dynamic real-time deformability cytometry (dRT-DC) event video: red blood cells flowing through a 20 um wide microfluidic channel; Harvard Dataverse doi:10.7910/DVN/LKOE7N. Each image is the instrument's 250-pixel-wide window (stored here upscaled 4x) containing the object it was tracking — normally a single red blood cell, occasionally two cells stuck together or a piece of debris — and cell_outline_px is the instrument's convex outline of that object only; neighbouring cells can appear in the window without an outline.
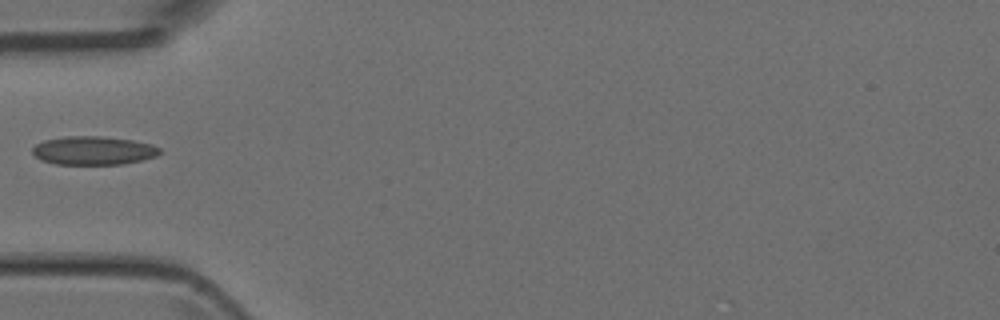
{"species": "Egyptian fruit bat (a non-hibernating species)", "species_latin": "Rousettus aegyptiacus", "temperature_condition": "room temperature", "stored_images_in_passage": 4, "camera_frame_rate_fps": 3000, "um_per_image_px": 0.085, "animal": {"sex": "female"}, "frame": {"image": 1, "passage_image": 3, "time_ms": 2.333, "image_size_px": [1000, 320], "cell_outline_px": [[160, 152], [156, 156], [124, 164], [56, 164], [40, 160], [32, 152], [32, 148], [36, 144], [44, 140], [64, 136], [100, 136], [132, 140], [152, 144], [160, 148]], "centroid_in_image_um": [7.92, 12.79], "position_along_channel_um": 77.1, "area_um2": 21.15}}
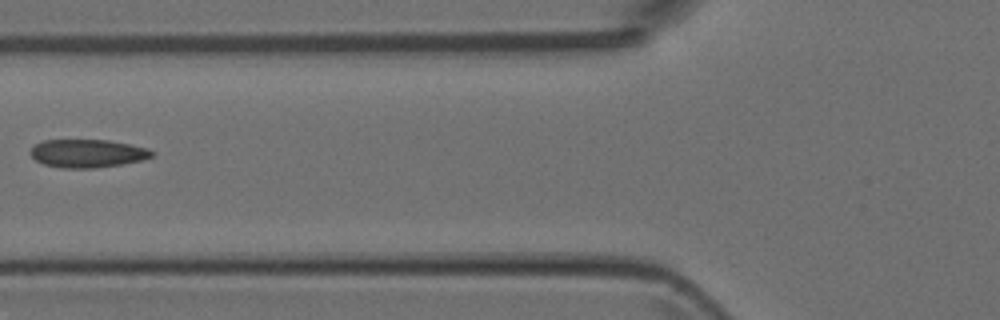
{"frame": {"image": 2, "passage_image": 4, "time_ms": 3.333, "image_size_px": [1000, 320], "cell_outline_px": [[156, 152], [152, 156], [140, 160], [120, 164], [92, 168], [64, 168], [44, 164], [36, 160], [28, 152], [36, 144], [44, 140], [108, 140], [148, 148]], "centroid_in_image_um": [7.42, 13.03], "position_along_channel_um": 118.4, "area_um2": 19.71}}